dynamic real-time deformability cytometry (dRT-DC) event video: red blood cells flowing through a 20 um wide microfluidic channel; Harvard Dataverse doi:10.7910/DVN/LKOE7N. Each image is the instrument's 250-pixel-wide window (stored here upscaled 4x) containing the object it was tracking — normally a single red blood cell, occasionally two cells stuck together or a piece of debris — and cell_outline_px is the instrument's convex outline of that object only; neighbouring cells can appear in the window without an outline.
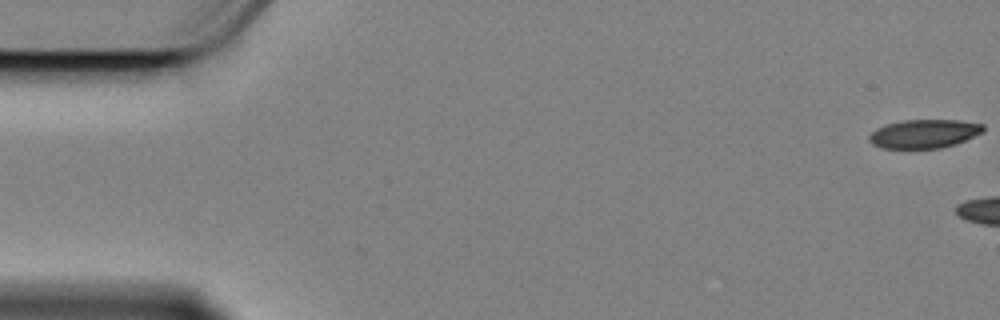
{"species": "Egyptian fruit bat (a non-hibernating species)", "species_latin": "Rousettus aegyptiacus", "temperature_condition": "cold", "stored_images_in_passage": 2, "camera_frame_rate_fps": 3000, "um_per_image_px": 0.085, "animal": {"sex": "female"}, "frame": {"image": 1, "passage_image": 2, "time_ms": 0.333, "image_size_px": [1000, 320], "cell_outline_px": [[984, 128], [980, 132], [964, 140], [940, 148], [884, 148], [872, 144], [868, 140], [868, 136], [876, 128], [884, 124], [904, 120], [960, 120], [984, 124]], "centroid_in_image_um": [78.49, 11.35], "position_along_channel_um": 6.5, "area_um2": 18.84}}